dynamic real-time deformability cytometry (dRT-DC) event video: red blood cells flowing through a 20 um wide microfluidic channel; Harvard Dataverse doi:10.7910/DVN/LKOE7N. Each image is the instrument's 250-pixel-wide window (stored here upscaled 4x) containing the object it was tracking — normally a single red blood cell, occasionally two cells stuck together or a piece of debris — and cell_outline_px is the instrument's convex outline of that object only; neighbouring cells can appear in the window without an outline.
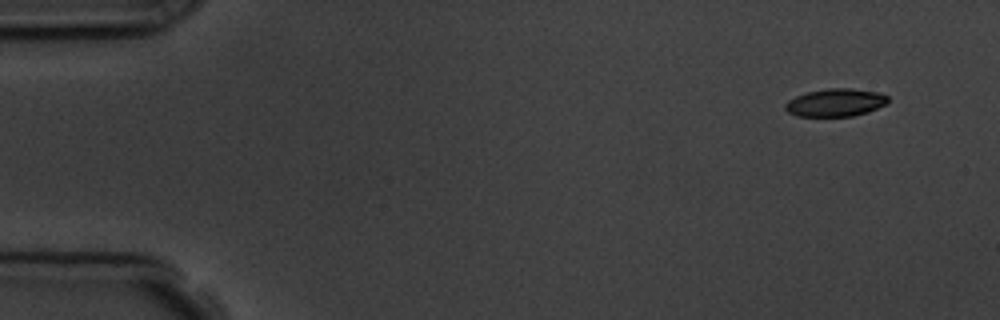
{"species": "common noctule bat (a hibernating species)", "species_latin": "Nyctalus noctula", "temperature_condition": "room temperature", "stored_images_in_passage": 5, "camera_frame_rate_fps": 3000, "um_per_image_px": 0.085, "animal": {"sex": "male", "body_mass_g": 19.5, "forearm_length_mm": 54.6}, "frame": {"image": 1, "passage_image": 1, "time_ms": 0.0, "image_size_px": [1000, 320], "cell_outline_px": [[888, 104], [868, 112], [852, 116], [796, 116], [788, 112], [784, 108], [784, 104], [788, 100], [796, 96], [808, 92], [828, 88], [852, 88], [876, 92], [888, 96]], "centroid_in_image_um": [71.02, 8.72], "position_along_channel_um": 14.0, "area_um2": 16.7}}
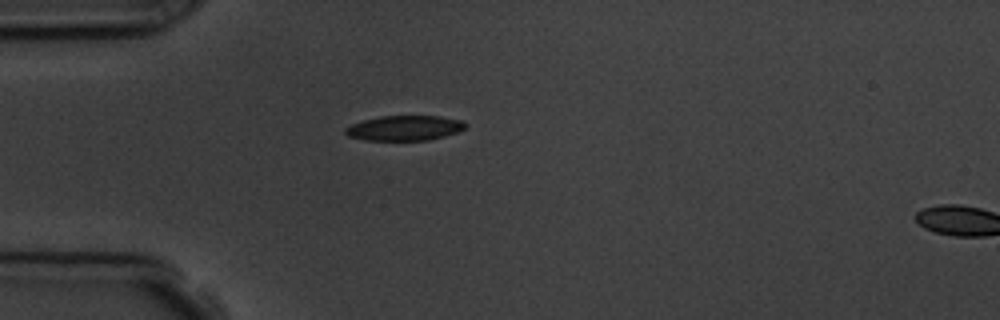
{"frame": {"image": 2, "passage_image": 4, "time_ms": 3.667, "image_size_px": [1000, 320], "cell_outline_px": [[464, 128], [456, 132], [444, 136], [428, 140], [364, 140], [348, 136], [344, 132], [344, 128], [352, 124], [364, 120], [380, 116], [440, 116], [460, 120], [464, 124]], "centroid_in_image_um": [34.33, 10.88], "position_along_channel_um": 50.7, "area_um2": 17.28}}